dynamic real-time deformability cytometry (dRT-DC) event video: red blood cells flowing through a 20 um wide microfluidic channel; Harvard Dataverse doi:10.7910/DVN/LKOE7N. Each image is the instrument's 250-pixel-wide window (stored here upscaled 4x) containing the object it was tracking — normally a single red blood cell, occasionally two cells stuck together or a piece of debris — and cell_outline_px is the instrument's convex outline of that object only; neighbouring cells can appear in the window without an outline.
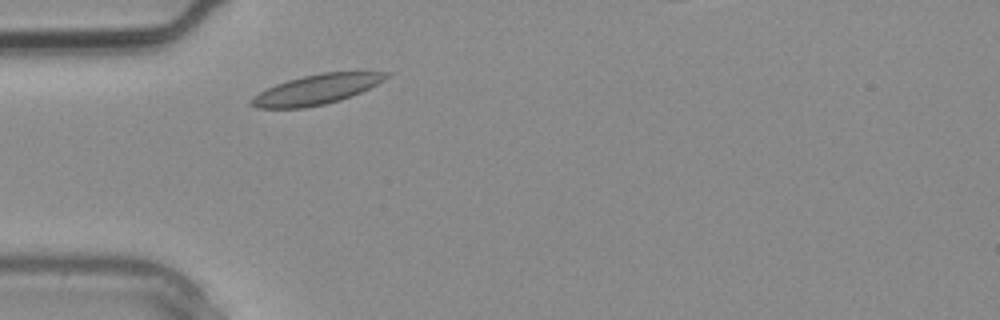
{"species": "common noctule bat (a hibernating species)", "species_latin": "Nyctalus noctula", "temperature_condition": "warm", "stored_images_in_passage": 2, "camera_frame_rate_fps": 3000, "um_per_image_px": 0.085, "animal": {"sex": "male", "body_mass_g": 20.4}, "frame": {"image": 1, "passage_image": 1, "time_ms": 0.0, "image_size_px": [1000, 320], "cell_outline_px": [[392, 72], [384, 80], [352, 96], [340, 100], [324, 104], [304, 108], [256, 108], [248, 104], [248, 100], [260, 92], [276, 84], [288, 80], [320, 72]], "centroid_in_image_um": [26.86, 7.61], "position_along_channel_um": 58.1, "area_um2": 23.29}}